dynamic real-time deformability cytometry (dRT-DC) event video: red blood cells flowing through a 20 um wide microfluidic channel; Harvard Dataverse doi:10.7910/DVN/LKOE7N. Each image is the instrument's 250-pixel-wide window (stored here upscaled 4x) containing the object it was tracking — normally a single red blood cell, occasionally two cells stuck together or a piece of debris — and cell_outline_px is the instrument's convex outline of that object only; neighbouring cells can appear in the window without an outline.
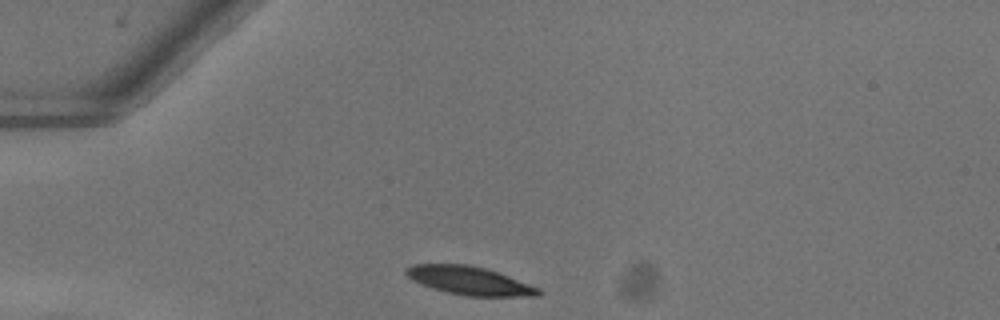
{"species": "common noctule bat (a hibernating species)", "species_latin": "Nyctalus noctula", "temperature_condition": "warm", "stored_images_in_passage": 39, "camera_frame_rate_fps": 3000, "um_per_image_px": 0.085, "animal": {"sex": "female"}, "frame": {"image": 1, "passage_image": 1, "time_ms": 0.0, "image_size_px": [1000, 320], "cell_outline_px": [[544, 292], [540, 296], [468, 296], [448, 292], [432, 288], [412, 280], [404, 272], [408, 268], [416, 264], [464, 264], [484, 268], [508, 276], [540, 288]], "centroid_in_image_um": [39.95, 23.87], "position_along_channel_um": 45.1, "area_um2": 21.56}}
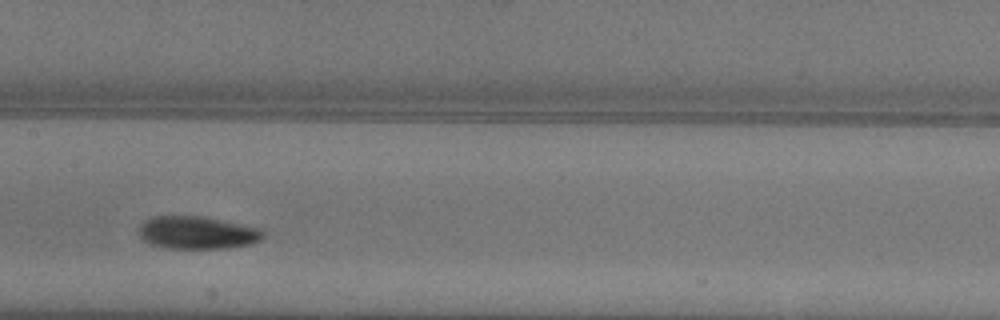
{"frame": {"image": 2, "passage_image": 14, "time_ms": 4.333, "image_size_px": [1000, 320], "cell_outline_px": [[264, 236], [260, 240], [252, 244], [224, 248], [168, 248], [152, 244], [144, 240], [140, 236], [140, 228], [144, 220], [152, 216], [200, 216], [260, 228], [264, 232]], "centroid_in_image_um": [16.77, 19.77], "position_along_channel_um": 190.6, "area_um2": 23.41}}
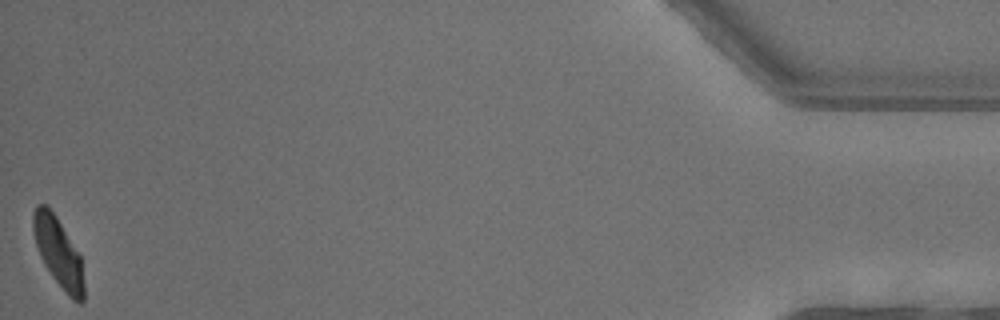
{"frame": {"image": 3, "passage_image": 39, "time_ms": 12.667, "image_size_px": [1000, 320], "cell_outline_px": [[84, 300], [80, 304], [72, 300], [68, 296], [52, 276], [44, 264], [40, 256], [32, 232], [32, 212], [36, 204], [44, 204], [56, 216], [80, 256], [84, 284]], "centroid_in_image_um": [4.94, 21.46], "position_along_channel_um": 430.3, "area_um2": 20.35}, "authors_computed_cell_mechanics": {"area_um2": 23.12, "velocity_mm_per_s": 4.0024, "shape_relaxation_time_tau1_ms": 3.8807, "shape_relaxation_time_tau2_ms": null, "deformation_change_tau1": 0.1548, "deformation_change_tau2": null}}